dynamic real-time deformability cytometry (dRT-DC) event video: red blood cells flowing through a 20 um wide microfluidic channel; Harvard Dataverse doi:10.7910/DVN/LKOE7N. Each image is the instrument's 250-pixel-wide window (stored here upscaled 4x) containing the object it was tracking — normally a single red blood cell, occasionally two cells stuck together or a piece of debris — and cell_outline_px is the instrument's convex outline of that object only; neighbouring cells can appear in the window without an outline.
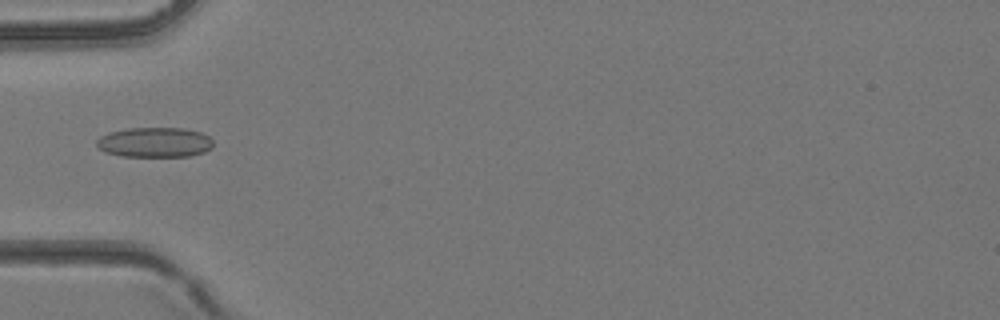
{"species": "common noctule bat (a hibernating species)", "species_latin": "Nyctalus noctula", "temperature_condition": "room temperature", "stored_images_in_passage": 4, "camera_frame_rate_fps": 3000, "um_per_image_px": 0.085, "animal": {"sex": "female", "body_mass_g": 24.6, "forearm_length_mm": 56.2}, "frame": {"image": 1, "passage_image": 4, "time_ms": 1.0, "image_size_px": [1000, 320], "cell_outline_px": [[212, 148], [204, 152], [188, 156], [120, 156], [104, 152], [96, 144], [96, 140], [100, 136], [108, 132], [128, 128], [184, 128], [200, 132], [208, 136], [212, 140]], "centroid_in_image_um": [13.12, 12.09], "position_along_channel_um": 71.9, "area_um2": 20.4}}